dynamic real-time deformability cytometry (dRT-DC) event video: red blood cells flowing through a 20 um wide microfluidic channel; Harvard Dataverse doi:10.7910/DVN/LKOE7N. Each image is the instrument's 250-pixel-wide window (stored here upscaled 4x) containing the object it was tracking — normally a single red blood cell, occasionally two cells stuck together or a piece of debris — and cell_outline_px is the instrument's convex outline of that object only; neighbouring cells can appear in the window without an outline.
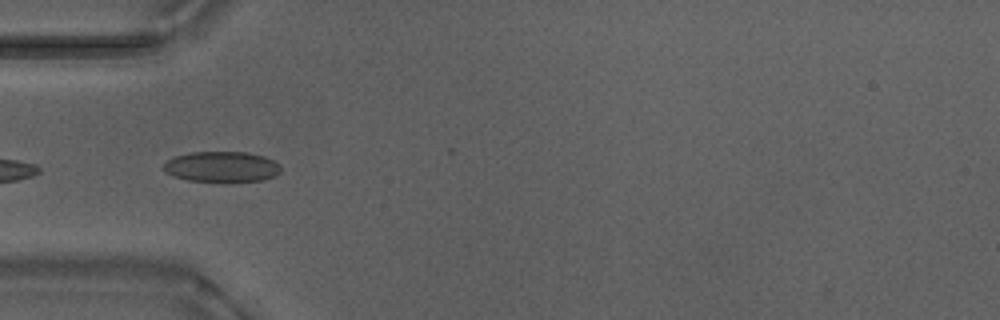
{"species": "Egyptian fruit bat (a non-hibernating species)", "species_latin": "Rousettus aegyptiacus", "temperature_condition": "warm", "stored_images_in_passage": 5, "camera_frame_rate_fps": 3000, "um_per_image_px": 0.085, "animal": {"sex": "male"}, "frame": {"image": 1, "passage_image": 2, "time_ms": 0.333, "image_size_px": [1000, 320], "cell_outline_px": [[280, 172], [276, 176], [264, 180], [224, 184], [188, 180], [172, 176], [164, 172], [164, 164], [168, 160], [176, 156], [192, 152], [248, 152], [264, 156], [280, 164]], "centroid_in_image_um": [18.88, 14.22], "position_along_channel_um": 66.1, "area_um2": 21.62}}